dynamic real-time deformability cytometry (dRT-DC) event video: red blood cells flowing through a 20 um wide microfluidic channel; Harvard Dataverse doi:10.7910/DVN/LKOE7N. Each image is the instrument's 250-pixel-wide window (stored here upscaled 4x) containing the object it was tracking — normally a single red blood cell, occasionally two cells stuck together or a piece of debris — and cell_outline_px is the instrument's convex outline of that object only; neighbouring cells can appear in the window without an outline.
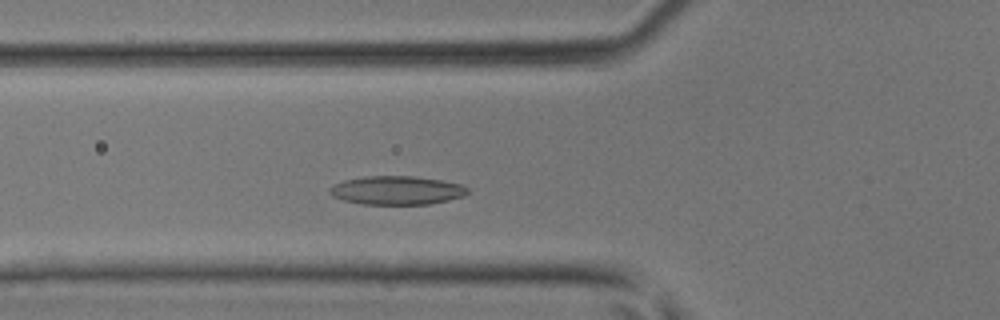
{"species": "common noctule bat (a hibernating species)", "species_latin": "Nyctalus noctula", "temperature_condition": "room temperature", "stored_images_in_passage": 32, "camera_frame_rate_fps": 3000, "um_per_image_px": 0.085, "animal": {"sex": "male", "body_mass_g": 17.9, "forearm_length_mm": 54.2}, "frame": {"image": 1, "passage_image": 4, "time_ms": 1.0, "image_size_px": [1000, 320], "cell_outline_px": [[468, 192], [464, 196], [448, 200], [428, 204], [364, 204], [344, 200], [332, 196], [328, 192], [328, 188], [332, 184], [344, 180], [364, 176], [416, 176], [440, 180], [460, 184], [468, 188]], "centroid_in_image_um": [33.68, 16.17], "position_along_channel_um": 92.1, "area_um2": 23.06}}
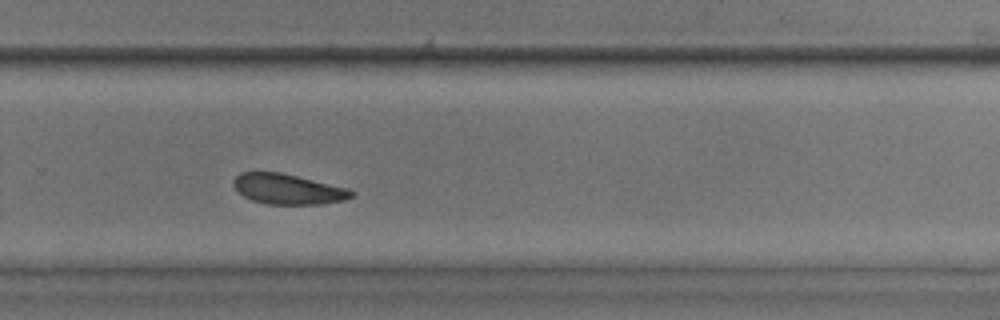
{"frame": {"image": 2, "passage_image": 18, "time_ms": 5.667, "image_size_px": [1000, 320], "cell_outline_px": [[356, 192], [352, 196], [344, 200], [324, 204], [264, 204], [252, 200], [236, 192], [232, 184], [232, 180], [240, 172], [280, 172], [348, 188]], "centroid_in_image_um": [24.44, 16.07], "position_along_channel_um": 305.4, "area_um2": 20.98}}
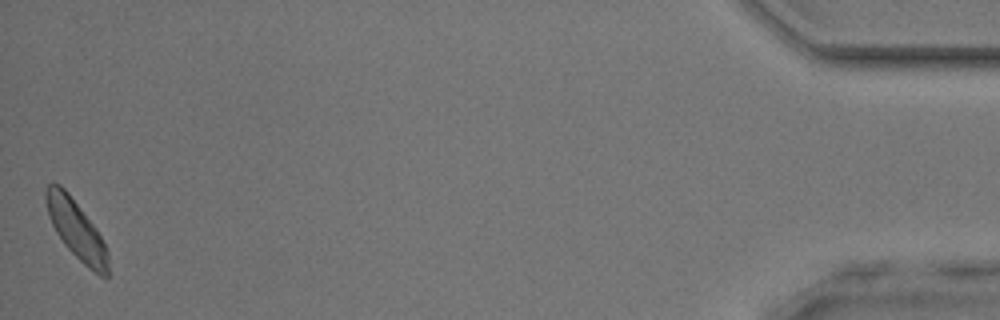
{"frame": {"image": 3, "passage_image": 32, "time_ms": 10.333, "image_size_px": [1000, 320], "cell_outline_px": [[108, 276], [100, 276], [88, 268], [64, 244], [56, 232], [48, 216], [44, 196], [44, 188], [48, 184], [60, 184], [68, 192], [96, 228], [108, 252]], "centroid_in_image_um": [6.46, 19.49], "position_along_channel_um": 428.7, "area_um2": 21.1}}